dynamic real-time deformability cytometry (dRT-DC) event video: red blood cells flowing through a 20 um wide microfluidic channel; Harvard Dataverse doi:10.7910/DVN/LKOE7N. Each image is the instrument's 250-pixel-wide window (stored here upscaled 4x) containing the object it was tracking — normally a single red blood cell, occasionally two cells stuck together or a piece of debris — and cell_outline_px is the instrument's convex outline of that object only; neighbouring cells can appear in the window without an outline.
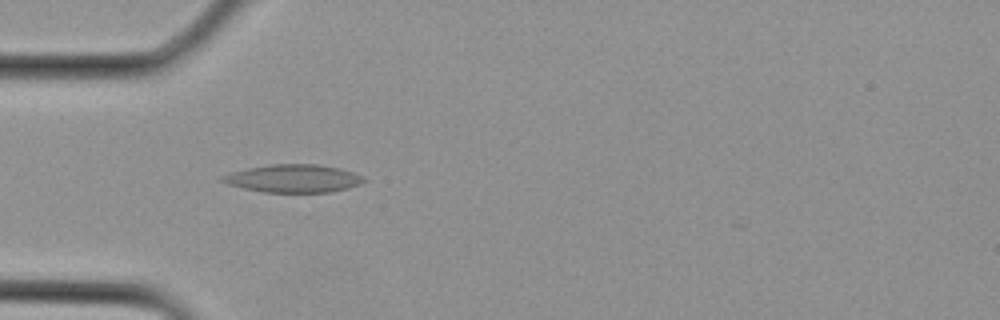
{"species": "Egyptian fruit bat (a non-hibernating species)", "species_latin": "Rousettus aegyptiacus", "temperature_condition": "cold", "stored_images_in_passage": 2, "camera_frame_rate_fps": 3000, "um_per_image_px": 0.085, "animal": {"sex": "female"}, "frame": {"image": 1, "passage_image": 2, "time_ms": 0.333, "image_size_px": [1000, 320], "cell_outline_px": [[368, 180], [360, 184], [348, 188], [332, 192], [264, 192], [244, 188], [228, 184], [220, 180], [220, 176], [232, 172], [248, 168], [268, 164], [316, 164], [340, 168], [364, 176]], "centroid_in_image_um": [24.97, 15.16], "position_along_channel_um": 60.0, "area_um2": 23.06}}